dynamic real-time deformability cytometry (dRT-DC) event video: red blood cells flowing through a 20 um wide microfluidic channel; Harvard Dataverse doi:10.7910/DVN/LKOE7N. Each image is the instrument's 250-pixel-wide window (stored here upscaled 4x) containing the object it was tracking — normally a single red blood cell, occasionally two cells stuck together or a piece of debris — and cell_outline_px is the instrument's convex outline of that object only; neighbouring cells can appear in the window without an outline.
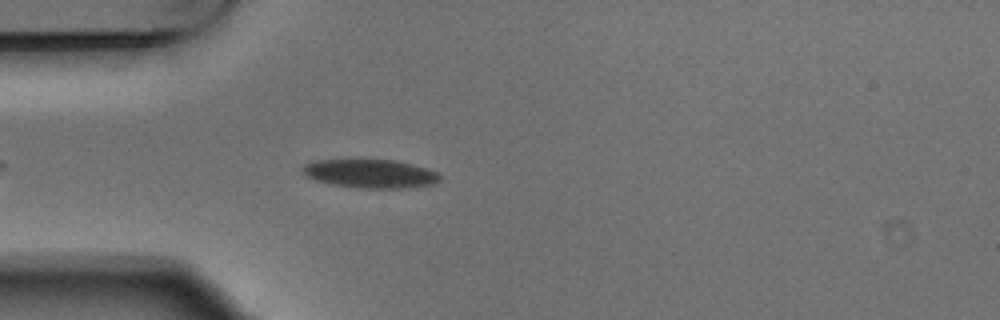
{"species": "Egyptian fruit bat (a non-hibernating species)", "species_latin": "Rousettus aegyptiacus", "temperature_condition": "warm", "stored_images_in_passage": 3, "camera_frame_rate_fps": 3000, "um_per_image_px": 0.085, "animal": {"sex": "male"}, "frame": {"image": 1, "passage_image": 3, "time_ms": 0.667, "image_size_px": [1000, 320], "cell_outline_px": [[440, 180], [432, 184], [404, 188], [360, 188], [332, 184], [316, 180], [308, 176], [300, 168], [304, 164], [316, 160], [392, 160], [412, 164], [428, 168], [436, 172], [440, 176]], "centroid_in_image_um": [31.48, 14.76], "position_along_channel_um": 53.5, "area_um2": 22.66}}